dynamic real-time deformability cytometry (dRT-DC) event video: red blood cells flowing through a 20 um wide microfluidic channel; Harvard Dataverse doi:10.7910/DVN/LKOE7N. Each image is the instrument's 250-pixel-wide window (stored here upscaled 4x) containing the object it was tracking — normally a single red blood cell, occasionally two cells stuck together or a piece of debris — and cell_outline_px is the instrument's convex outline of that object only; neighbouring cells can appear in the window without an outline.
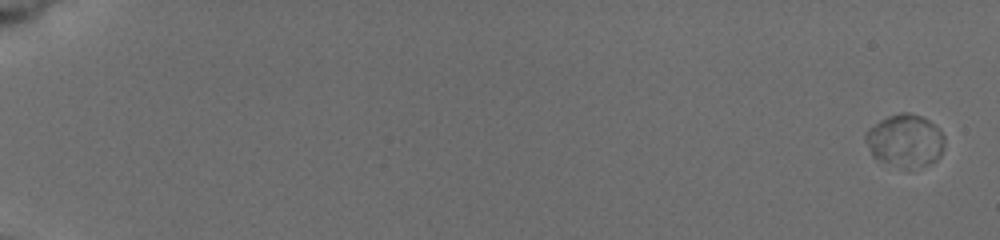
{"species": "common noctule bat (a hibernating species)", "species_latin": "Nyctalus noctula", "temperature_condition": "cold", "stored_images_in_passage": 9, "segment_of_instrument_passage": [1, 2], "camera_frame_rate_fps": 3000, "um_per_image_px": 0.085, "animal": {"sex": "female", "body_mass_g": 19.5, "forearm_length_mm": 54.1}, "frame": {"image": 1, "passage_image": 1, "time_ms": 0.0, "image_size_px": [1000, 240], "cell_outline_px": [[944, 148], [940, 156], [936, 160], [928, 164], [920, 164], [884, 160], [872, 156], [864, 140], [864, 132], [868, 128], [880, 120], [888, 116], [900, 112], [908, 112], [920, 116], [928, 120], [944, 136]], "centroid_in_image_um": [76.91, 11.85], "position_along_channel_um": 8.1, "area_um2": 23.0}}
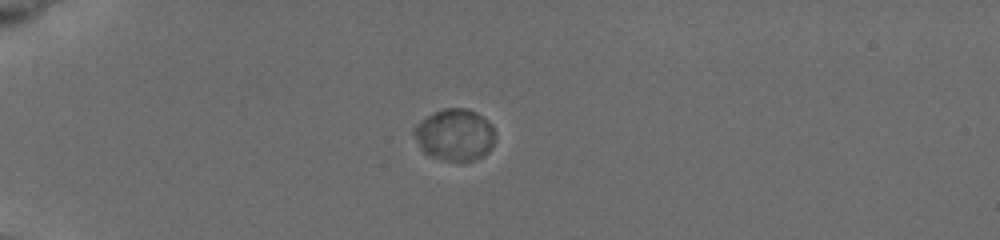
{"frame": {"image": 2, "passage_image": 7, "time_ms": 5.333, "image_size_px": [1000, 240], "cell_outline_px": [[496, 136], [492, 148], [488, 152], [472, 160], [448, 160], [424, 152], [412, 132], [412, 128], [420, 120], [444, 108], [464, 108], [476, 112], [488, 120], [492, 124]], "centroid_in_image_um": [38.69, 11.42], "position_along_channel_um": 46.3, "area_um2": 24.16}}